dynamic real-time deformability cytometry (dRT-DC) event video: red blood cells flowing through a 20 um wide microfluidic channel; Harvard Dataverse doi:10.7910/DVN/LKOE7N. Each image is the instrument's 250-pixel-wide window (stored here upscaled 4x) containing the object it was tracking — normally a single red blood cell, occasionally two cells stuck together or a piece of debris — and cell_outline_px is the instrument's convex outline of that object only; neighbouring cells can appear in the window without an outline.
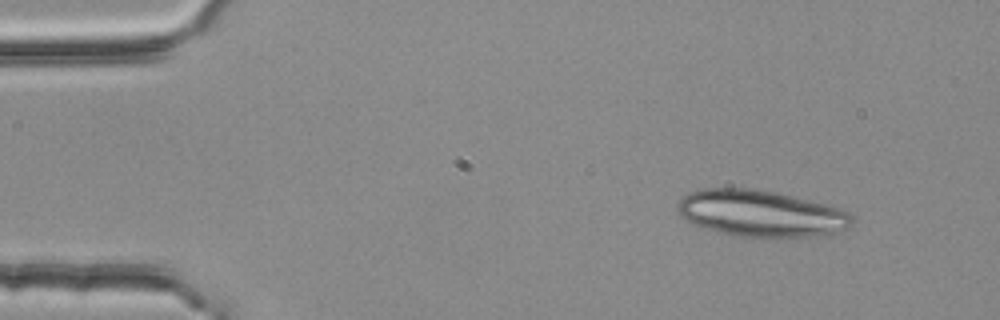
{"species": "common noctule bat (a hibernating species)", "species_latin": "Nyctalus noctula", "temperature_condition": "room temperature", "stored_images_in_passage": 3, "camera_frame_rate_fps": 3000, "um_per_image_px": 0.085, "animal": {"sex": "female", "body_mass_g": 25.1}, "frame": {"image": 1, "passage_image": 1, "time_ms": 0.0, "image_size_px": [1000, 320], "cell_outline_px": [[852, 224], [848, 228], [816, 236], [776, 240], [756, 240], [732, 236], [704, 228], [692, 224], [684, 220], [676, 212], [676, 204], [688, 192], [704, 188], [752, 188], [776, 192], [844, 208], [852, 216]], "centroid_in_image_um": [64.64, 18.19], "position_along_channel_um": 20.4, "area_um2": 48.96}}